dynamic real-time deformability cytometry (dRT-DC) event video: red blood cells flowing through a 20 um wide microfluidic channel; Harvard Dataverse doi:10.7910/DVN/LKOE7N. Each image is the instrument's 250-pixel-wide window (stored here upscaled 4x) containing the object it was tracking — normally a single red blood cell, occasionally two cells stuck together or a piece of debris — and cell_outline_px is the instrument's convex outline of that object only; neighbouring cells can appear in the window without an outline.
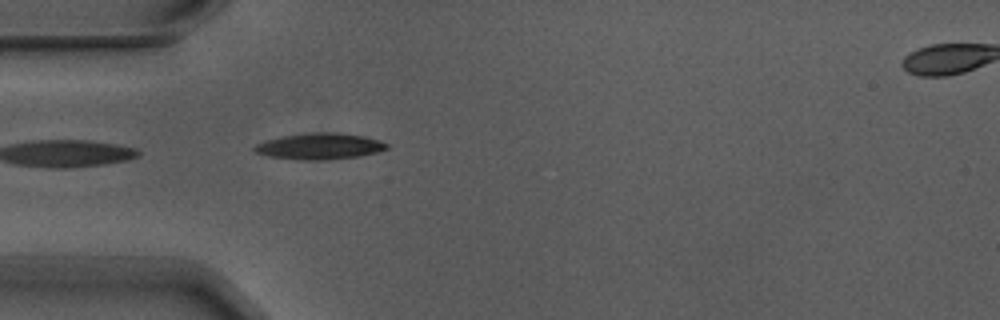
{"species": "Egyptian fruit bat (a non-hibernating species)", "species_latin": "Rousettus aegyptiacus", "temperature_condition": "warm", "stored_images_in_passage": 7, "segment_of_instrument_passage": [1, 2], "camera_frame_rate_fps": 3000, "um_per_image_px": 0.085, "animal": {"sex": "male"}, "frame": {"image": 1, "passage_image": 6, "time_ms": 1.667, "image_size_px": [1000, 320], "cell_outline_px": [[388, 148], [376, 152], [360, 156], [324, 160], [304, 160], [268, 156], [256, 152], [252, 148], [256, 144], [264, 140], [284, 136], [312, 132], [336, 132], [364, 136], [380, 140], [388, 144]], "centroid_in_image_um": [27.17, 12.43], "position_along_channel_um": 57.8, "area_um2": 20.17}}